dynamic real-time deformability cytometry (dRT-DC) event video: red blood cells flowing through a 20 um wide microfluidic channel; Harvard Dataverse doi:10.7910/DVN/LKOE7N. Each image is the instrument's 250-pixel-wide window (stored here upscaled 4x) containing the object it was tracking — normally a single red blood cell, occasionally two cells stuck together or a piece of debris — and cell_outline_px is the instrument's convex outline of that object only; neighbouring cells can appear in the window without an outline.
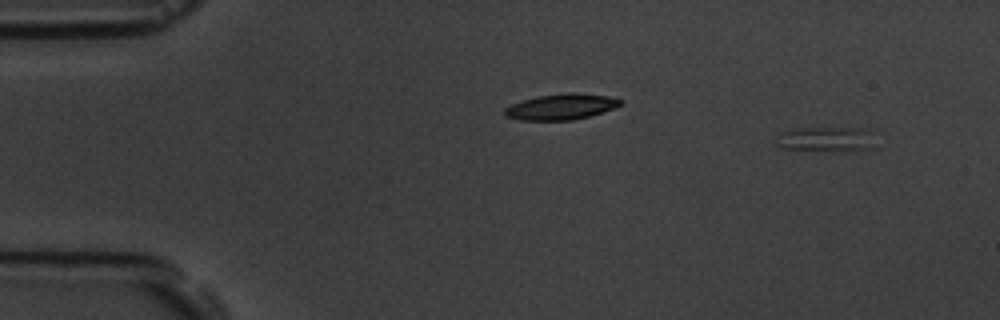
{"species": "common noctule bat (a hibernating species)", "species_latin": "Nyctalus noctula", "temperature_condition": "room temperature", "stored_images_in_passage": 7, "camera_frame_rate_fps": 3000, "um_per_image_px": 0.085, "animal": {"sex": "male", "body_mass_g": 19.5, "forearm_length_mm": 54.6}, "frame": {"image": 1, "passage_image": 1, "time_ms": 0.0, "image_size_px": [1000, 320], "cell_outline_px": [[876, 148], [780, 148], [776, 144], [784, 132], [804, 128], [856, 128], [868, 132]], "centroid_in_image_um": [70.22, 11.79], "position_along_channel_um": 14.8, "area_um2": 12.66}}